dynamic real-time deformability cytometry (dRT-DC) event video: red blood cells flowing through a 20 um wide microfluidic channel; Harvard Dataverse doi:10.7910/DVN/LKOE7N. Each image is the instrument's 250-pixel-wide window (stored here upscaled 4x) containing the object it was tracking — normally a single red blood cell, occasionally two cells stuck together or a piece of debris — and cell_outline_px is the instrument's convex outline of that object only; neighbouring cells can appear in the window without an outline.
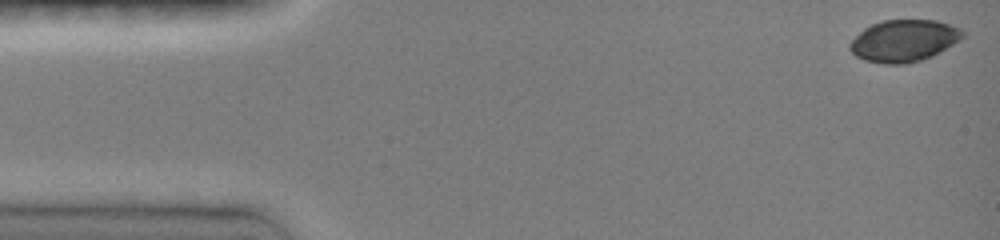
{"species": "common noctule bat (a hibernating species)", "species_latin": "Nyctalus noctula", "temperature_condition": "room temperature", "stored_images_in_passage": 7, "camera_frame_rate_fps": 3000, "um_per_image_px": 0.085, "animal": {"sex": "female", "body_mass_g": 19.0, "forearm_length_mm": 51.5}, "frame": {"image": 1, "passage_image": 1, "time_ms": 0.0, "image_size_px": [1000, 240], "cell_outline_px": [[964, 36], [960, 40], [932, 56], [920, 60], [904, 64], [884, 64], [864, 60], [856, 56], [848, 48], [848, 44], [864, 28], [872, 24], [884, 20], [936, 20], [960, 28], [964, 32]], "centroid_in_image_um": [76.82, 3.46], "position_along_channel_um": 8.2, "area_um2": 27.46}}
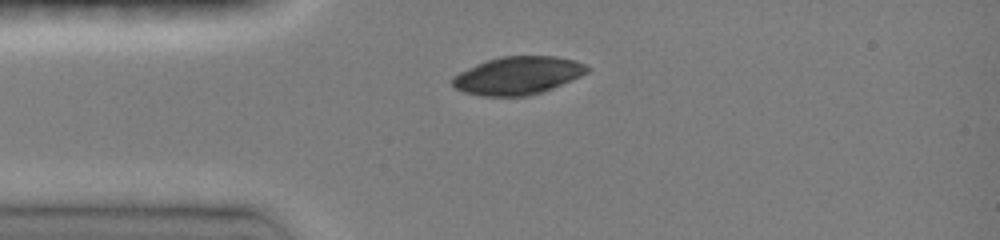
{"frame": {"image": 2, "passage_image": 6, "time_ms": 3.333, "image_size_px": [1000, 240], "cell_outline_px": [[592, 68], [588, 72], [572, 80], [544, 92], [528, 96], [480, 96], [464, 92], [456, 88], [452, 84], [452, 76], [476, 64], [500, 56], [556, 56], [576, 60]], "centroid_in_image_um": [44.04, 6.42], "position_along_channel_um": 41.0, "area_um2": 29.94}}